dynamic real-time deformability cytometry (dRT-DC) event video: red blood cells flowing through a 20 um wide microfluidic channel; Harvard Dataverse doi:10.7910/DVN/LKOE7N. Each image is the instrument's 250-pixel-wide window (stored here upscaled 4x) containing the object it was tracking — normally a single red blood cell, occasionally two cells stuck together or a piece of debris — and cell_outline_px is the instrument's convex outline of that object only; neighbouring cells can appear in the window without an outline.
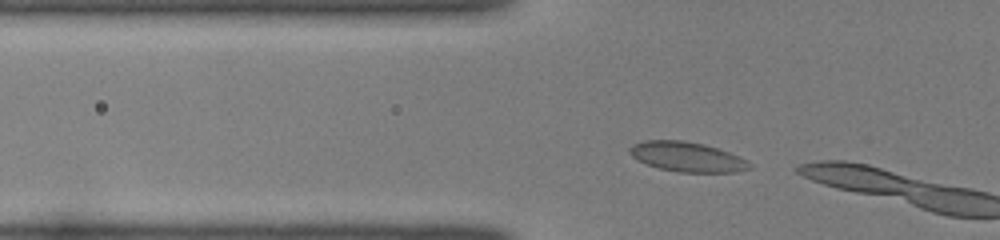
{"species": "common noctule bat (a hibernating species)", "species_latin": "Nyctalus noctula", "temperature_condition": "room temperature", "stored_images_in_passage": 5, "camera_frame_rate_fps": 3000, "um_per_image_px": 0.085, "animal": {"sex": "female", "body_mass_g": 22.0, "forearm_length_mm": 56.7}, "frame": {"image": 1, "passage_image": 4, "time_ms": 1.0, "image_size_px": [1000, 240], "cell_outline_px": [[752, 168], [740, 172], [680, 172], [660, 168], [648, 164], [632, 156], [628, 152], [628, 148], [632, 144], [644, 140], [684, 140], [704, 144], [740, 156], [748, 160], [752, 164]], "centroid_in_image_um": [58.44, 13.32], "position_along_channel_um": 67.4, "area_um2": 20.87}}